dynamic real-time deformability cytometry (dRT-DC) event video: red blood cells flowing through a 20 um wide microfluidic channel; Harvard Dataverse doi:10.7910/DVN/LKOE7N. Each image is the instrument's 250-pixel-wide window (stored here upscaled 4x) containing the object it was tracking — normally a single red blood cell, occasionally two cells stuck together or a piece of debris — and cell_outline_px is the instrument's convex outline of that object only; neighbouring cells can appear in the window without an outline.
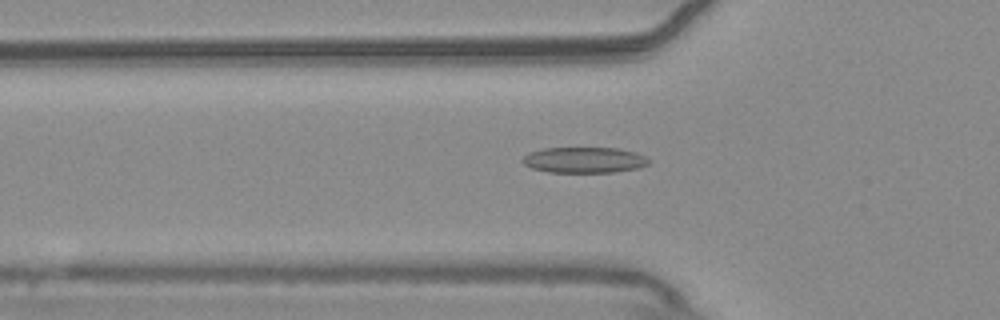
{"species": "common noctule bat (a hibernating species)", "species_latin": "Nyctalus noctula", "temperature_condition": "warm", "stored_images_in_passage": 39, "camera_frame_rate_fps": 3000, "um_per_image_px": 0.085, "animal": {"sex": "male", "body_mass_g": 20.4}, "frame": {"image": 1, "passage_image": 3, "time_ms": 0.667, "image_size_px": [1000, 320], "cell_outline_px": [[652, 160], [648, 164], [640, 168], [612, 172], [548, 172], [532, 168], [524, 164], [520, 160], [528, 152], [544, 148], [616, 148], [636, 152]], "centroid_in_image_um": [49.66, 13.6], "position_along_channel_um": 76.1, "area_um2": 19.07}}
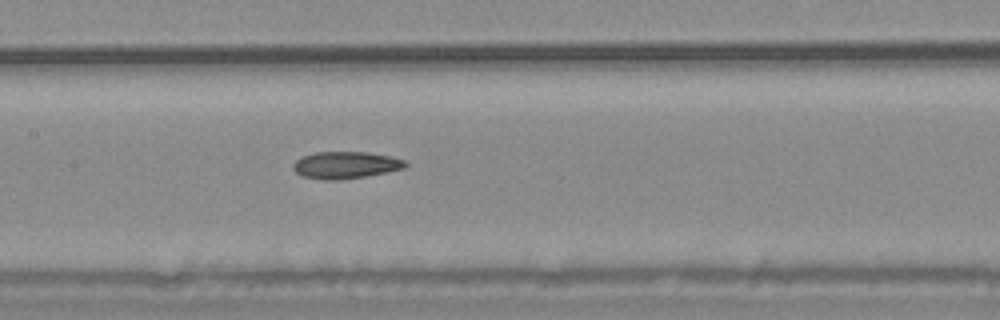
{"frame": {"image": 2, "passage_image": 11, "time_ms": 3.333, "image_size_px": [1000, 320], "cell_outline_px": [[408, 164], [404, 168], [388, 172], [364, 176], [336, 180], [324, 180], [304, 176], [296, 172], [292, 168], [292, 164], [296, 160], [304, 156], [316, 152], [368, 152], [392, 156], [408, 160]], "centroid_in_image_um": [29.42, 14.02], "position_along_channel_um": 178.0, "area_um2": 17.69}}
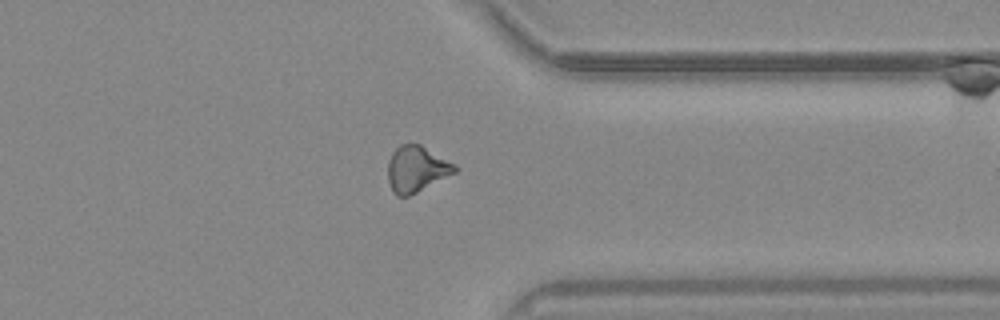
{"frame": {"image": 3, "passage_image": 27, "time_ms": 8.667, "image_size_px": [1000, 320], "cell_outline_px": [[460, 168], [456, 172], [408, 196], [396, 196], [392, 192], [388, 180], [388, 160], [392, 152], [400, 144], [420, 144], [456, 164]], "centroid_in_image_um": [35.4, 14.36], "position_along_channel_um": 376.0, "area_um2": 17.98}, "authors_computed_cell_mechanics": {"area_um2": 17.6868, "velocity_mm_per_s": 3.7809, "shape_relaxation_time_tau1_ms": 10.1809, "shape_relaxation_time_tau2_ms": 4.9197, "deformation_change_tau1": 0.2013, "deformation_change_tau2": 0.1462}}